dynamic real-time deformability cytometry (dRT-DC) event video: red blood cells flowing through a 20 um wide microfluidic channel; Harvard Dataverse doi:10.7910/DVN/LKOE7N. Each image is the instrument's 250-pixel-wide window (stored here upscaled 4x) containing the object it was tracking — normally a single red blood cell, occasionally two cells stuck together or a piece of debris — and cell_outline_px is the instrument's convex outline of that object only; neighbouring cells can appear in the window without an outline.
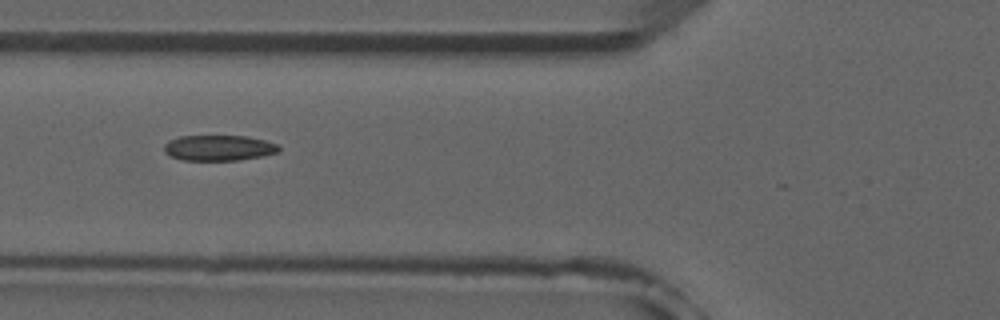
{"species": "common noctule bat (a hibernating species)", "species_latin": "Nyctalus noctula", "temperature_condition": "room temperature", "stored_images_in_passage": 3, "camera_frame_rate_fps": 3000, "um_per_image_px": 0.085, "animal": {"sex": "male", "forearm_length_mm": 52.5}, "frame": {"image": 1, "passage_image": 2, "time_ms": 1.0, "image_size_px": [1000, 320], "cell_outline_px": [[280, 152], [264, 156], [240, 160], [180, 160], [168, 156], [164, 152], [164, 144], [168, 140], [180, 136], [248, 136], [264, 140], [276, 144], [280, 148]], "centroid_in_image_um": [18.57, 12.58], "position_along_channel_um": 107.2, "area_um2": 17.34}}
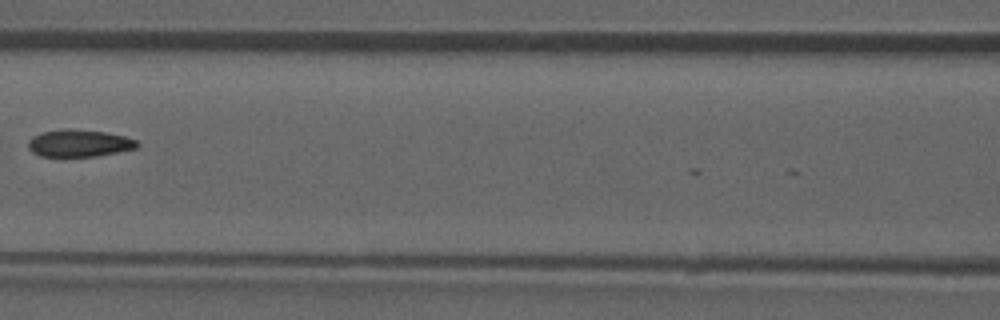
{"frame": {"image": 2, "passage_image": 3, "time_ms": 2.333, "image_size_px": [1000, 320], "cell_outline_px": [[140, 144], [136, 148], [96, 156], [40, 156], [32, 152], [28, 148], [28, 140], [32, 136], [44, 132], [64, 128], [72, 128], [104, 132], [124, 136], [136, 140]], "centroid_in_image_um": [6.7, 12.16], "position_along_channel_um": 159.9, "area_um2": 17.22}}